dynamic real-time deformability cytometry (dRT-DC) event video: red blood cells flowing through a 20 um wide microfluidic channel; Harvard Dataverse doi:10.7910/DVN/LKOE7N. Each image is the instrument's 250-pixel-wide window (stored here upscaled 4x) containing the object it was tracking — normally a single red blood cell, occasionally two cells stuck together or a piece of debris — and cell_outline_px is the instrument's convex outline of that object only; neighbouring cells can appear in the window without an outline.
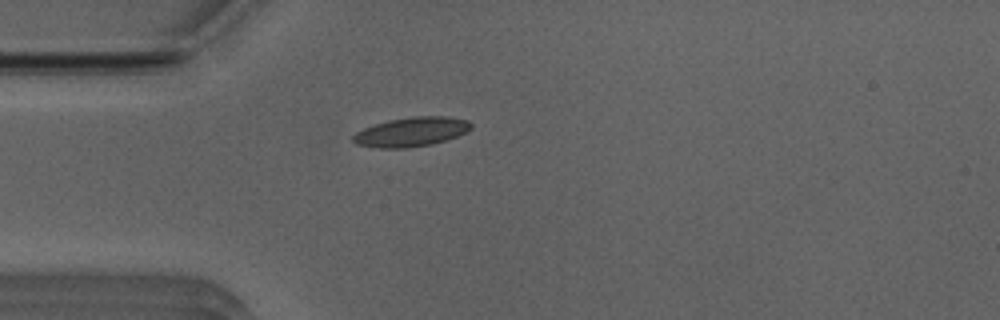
{"species": "Egyptian fruit bat (a non-hibernating species)", "species_latin": "Rousettus aegyptiacus", "temperature_condition": "room temperature", "stored_images_in_passage": 38, "camera_frame_rate_fps": 3000, "um_per_image_px": 0.085, "animal": {"sex": "male"}, "frame": {"image": 1, "passage_image": 1, "time_ms": 0.0, "image_size_px": [1000, 320], "cell_outline_px": [[472, 128], [456, 136], [432, 144], [408, 148], [380, 148], [356, 144], [352, 140], [352, 136], [356, 132], [364, 128], [388, 120], [412, 116], [444, 116], [468, 120], [472, 124]], "centroid_in_image_um": [34.94, 11.2], "position_along_channel_um": 50.1, "area_um2": 20.06}}
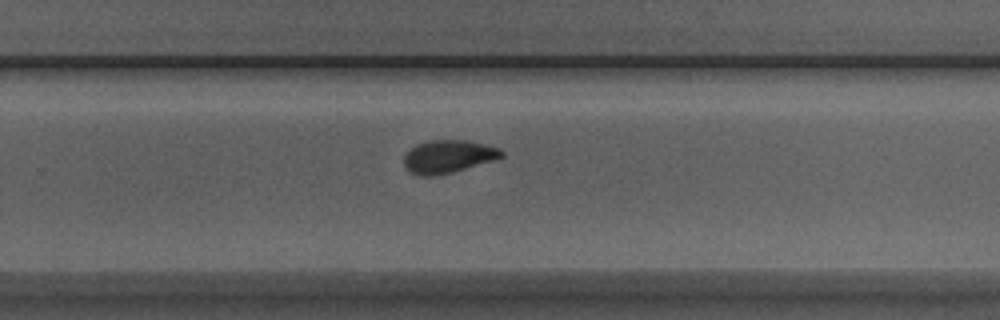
{"frame": {"image": 2, "passage_image": 20, "time_ms": 6.333, "image_size_px": [1000, 320], "cell_outline_px": [[504, 156], [496, 160], [452, 172], [432, 176], [424, 176], [408, 172], [404, 168], [404, 156], [416, 144], [432, 140], [468, 140], [500, 148], [504, 152]], "centroid_in_image_um": [38.11, 13.31], "position_along_channel_um": 291.7, "area_um2": 18.79}}
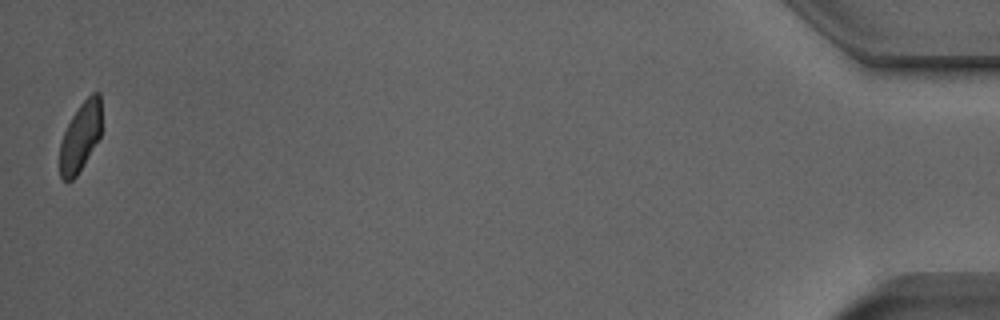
{"frame": {"image": 3, "passage_image": 38, "time_ms": 12.333, "image_size_px": [1000, 320], "cell_outline_px": [[100, 136], [84, 164], [76, 176], [72, 180], [60, 180], [60, 144], [64, 132], [72, 116], [80, 104], [92, 92], [100, 92]], "centroid_in_image_um": [6.82, 11.63], "position_along_channel_um": 428.4, "area_um2": 16.59}, "authors_computed_cell_mechanics": {"area_um2": 18.9584, "velocity_mm_per_s": 3.9609, "shape_relaxation_time_tau1_ms": 4.426, "shape_relaxation_time_tau2_ms": 1.6245, "deformation_change_tau1": 0.1286, "deformation_change_tau2": 0.061}}